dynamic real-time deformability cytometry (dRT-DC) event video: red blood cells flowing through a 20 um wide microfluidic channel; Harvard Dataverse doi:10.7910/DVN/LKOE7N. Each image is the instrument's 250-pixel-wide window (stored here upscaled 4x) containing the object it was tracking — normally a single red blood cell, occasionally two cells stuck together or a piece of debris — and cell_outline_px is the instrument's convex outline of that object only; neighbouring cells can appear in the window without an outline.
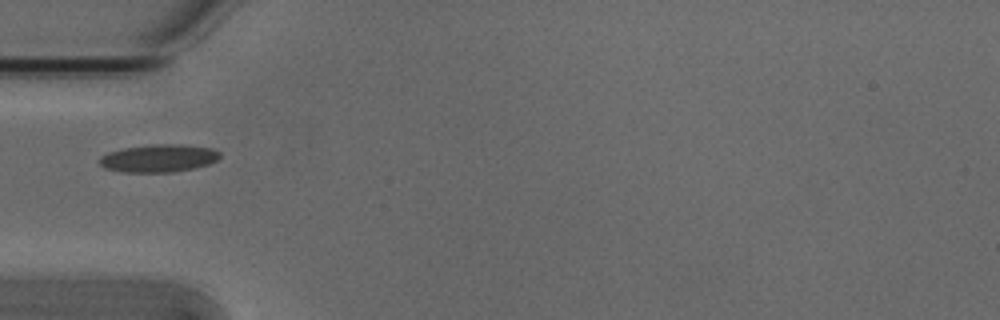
{"species": "Egyptian fruit bat (a non-hibernating species)", "species_latin": "Rousettus aegyptiacus", "temperature_condition": "cold", "stored_images_in_passage": 7, "segment_of_instrument_passage": [2, 2], "camera_frame_rate_fps": 3000, "um_per_image_px": 0.085, "animal": {"sex": "male"}, "frame": {"image": 1, "passage_image": 4, "time_ms": 1.0, "image_size_px": [1000, 320], "cell_outline_px": [[220, 156], [216, 160], [208, 164], [192, 168], [172, 172], [124, 172], [104, 168], [100, 164], [100, 156], [108, 152], [124, 148], [152, 144], [180, 144], [212, 148], [220, 152]], "centroid_in_image_um": [13.47, 13.44], "position_along_channel_um": 71.5, "area_um2": 19.36}}
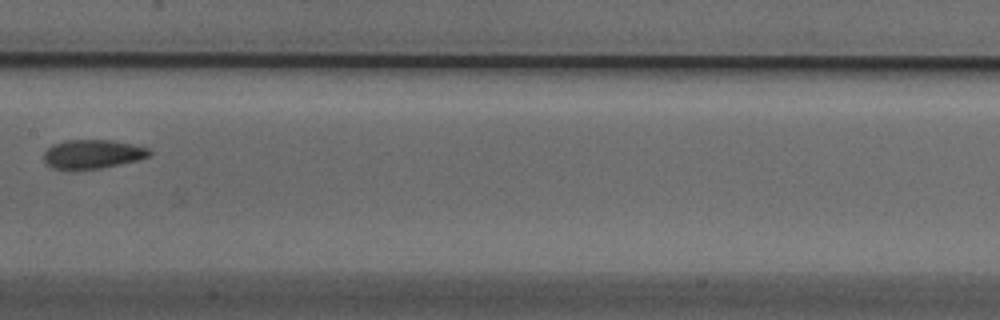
{"frame": {"image": 2, "passage_image": 7, "time_ms": 2.0, "image_size_px": [1000, 320], "cell_outline_px": [[152, 156], [120, 164], [100, 168], [52, 168], [44, 160], [44, 152], [52, 144], [68, 140], [112, 140], [132, 144], [148, 148], [152, 152]], "centroid_in_image_um": [7.9, 13.08], "position_along_channel_um": 199.5, "area_um2": 17.51}}